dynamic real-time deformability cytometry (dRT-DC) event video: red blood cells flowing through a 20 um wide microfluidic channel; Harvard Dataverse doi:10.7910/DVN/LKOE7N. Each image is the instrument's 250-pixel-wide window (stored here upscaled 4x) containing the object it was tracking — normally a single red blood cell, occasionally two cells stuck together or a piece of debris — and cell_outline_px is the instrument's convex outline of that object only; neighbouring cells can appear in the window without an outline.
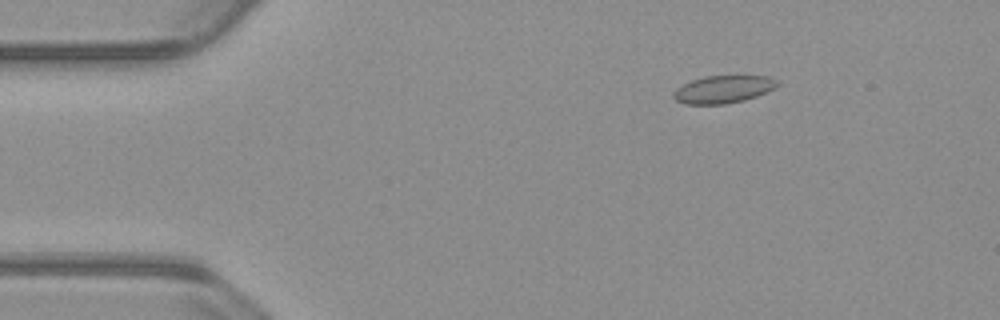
{"species": "common noctule bat (a hibernating species)", "species_latin": "Nyctalus noctula", "temperature_condition": "warm", "stored_images_in_passage": 49, "camera_frame_rate_fps": 3000, "um_per_image_px": 0.085, "animal": {"sex": "male", "body_mass_g": 23.1, "forearm_length_mm": 52.7}, "frame": {"image": 1, "passage_image": 3, "time_ms": 0.667, "image_size_px": [1000, 320], "cell_outline_px": [[780, 84], [776, 88], [768, 92], [744, 100], [724, 104], [684, 104], [676, 100], [672, 96], [672, 92], [676, 88], [692, 80], [704, 76], [768, 76], [776, 80]], "centroid_in_image_um": [61.48, 7.59], "position_along_channel_um": 23.5, "area_um2": 16.76}}
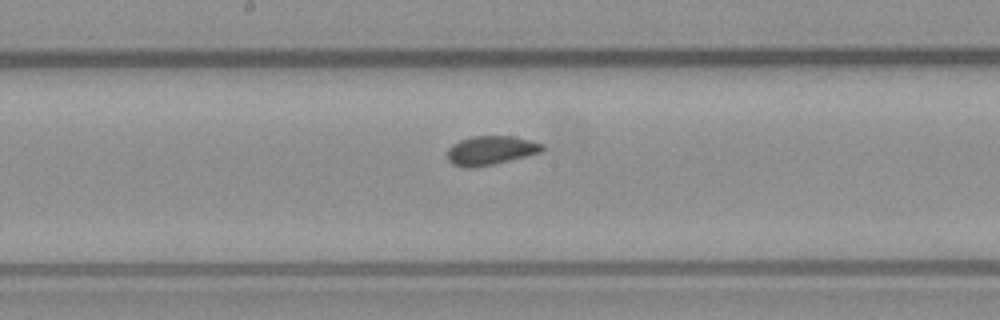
{"frame": {"image": 2, "passage_image": 23, "time_ms": 7.333, "image_size_px": [1000, 320], "cell_outline_px": [[544, 152], [476, 168], [464, 168], [452, 164], [448, 160], [448, 148], [452, 144], [460, 140], [472, 136], [512, 136], [544, 144]], "centroid_in_image_um": [41.71, 12.79], "position_along_channel_um": 206.5, "area_um2": 16.18}}
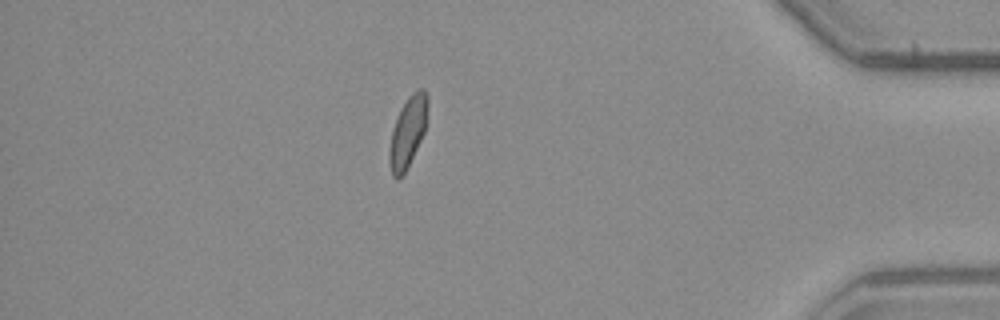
{"frame": {"image": 3, "passage_image": 42, "time_ms": 13.667, "image_size_px": [1000, 320], "cell_outline_px": [[428, 124], [404, 176], [396, 180], [392, 176], [388, 160], [388, 152], [392, 128], [396, 116], [400, 108], [408, 96], [412, 92], [420, 88], [424, 88], [428, 96]], "centroid_in_image_um": [34.66, 11.22], "position_along_channel_um": 400.5, "area_um2": 16.47}, "authors_computed_cell_mechanics": {"area_um2": 16.1262, "velocity_mm_per_s": 3.7897, "shape_relaxation_time_tau1_ms": null, "shape_relaxation_time_tau2_ms": 1.4701, "deformation_change_tau1": null, "deformation_change_tau2": 0.0535}}